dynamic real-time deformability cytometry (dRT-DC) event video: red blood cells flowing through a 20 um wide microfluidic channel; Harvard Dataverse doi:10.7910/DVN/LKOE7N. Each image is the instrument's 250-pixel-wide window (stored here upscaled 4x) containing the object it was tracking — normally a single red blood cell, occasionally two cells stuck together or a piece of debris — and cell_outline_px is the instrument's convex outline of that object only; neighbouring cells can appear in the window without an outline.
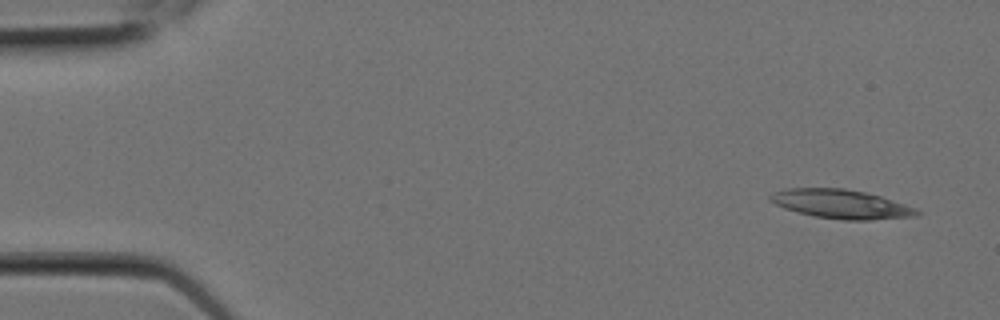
{"species": "Egyptian fruit bat (a non-hibernating species)", "species_latin": "Rousettus aegyptiacus", "temperature_condition": "room temperature", "stored_images_in_passage": 6, "camera_frame_rate_fps": 3000, "um_per_image_px": 0.085, "animal": {"sex": "female"}, "frame": {"image": 1, "passage_image": 1, "time_ms": 0.0, "image_size_px": [1000, 320], "cell_outline_px": [[920, 216], [868, 220], [844, 220], [816, 216], [784, 208], [768, 200], [768, 196], [784, 188], [844, 188], [864, 192], [880, 196], [916, 208], [920, 212]], "centroid_in_image_um": [71.51, 17.34], "position_along_channel_um": 13.5, "area_um2": 24.57}}